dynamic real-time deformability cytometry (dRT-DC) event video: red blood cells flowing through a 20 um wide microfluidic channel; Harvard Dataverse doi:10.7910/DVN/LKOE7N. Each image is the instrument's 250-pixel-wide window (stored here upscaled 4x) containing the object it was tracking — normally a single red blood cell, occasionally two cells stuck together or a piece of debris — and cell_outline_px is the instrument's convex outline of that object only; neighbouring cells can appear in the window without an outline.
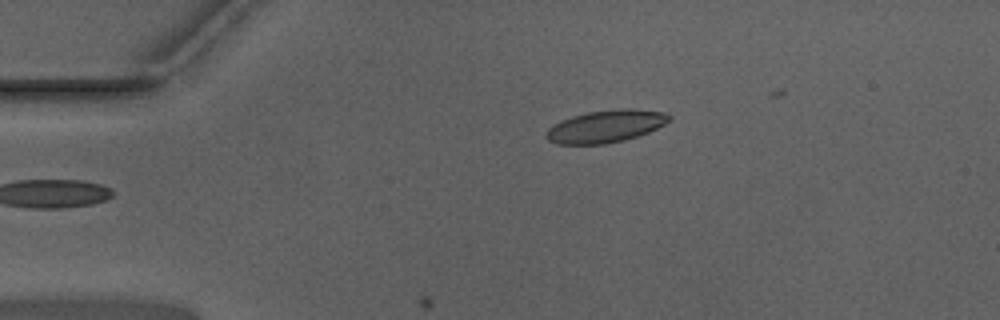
{"species": "Egyptian fruit bat (a non-hibernating species)", "species_latin": "Rousettus aegyptiacus", "temperature_condition": "warm", "stored_images_in_passage": 18, "camera_frame_rate_fps": 3000, "um_per_image_px": 0.085, "animal": {"sex": "male"}, "frame": {"image": 1, "passage_image": 1, "time_ms": 0.0, "image_size_px": [1000, 320], "cell_outline_px": [[672, 120], [648, 132], [624, 140], [604, 144], [556, 144], [548, 140], [544, 136], [548, 128], [552, 124], [560, 120], [572, 116], [588, 112], [624, 108], [632, 108], [664, 112], [672, 116]], "centroid_in_image_um": [51.47, 10.73], "position_along_channel_um": 33.5, "area_um2": 23.29}}
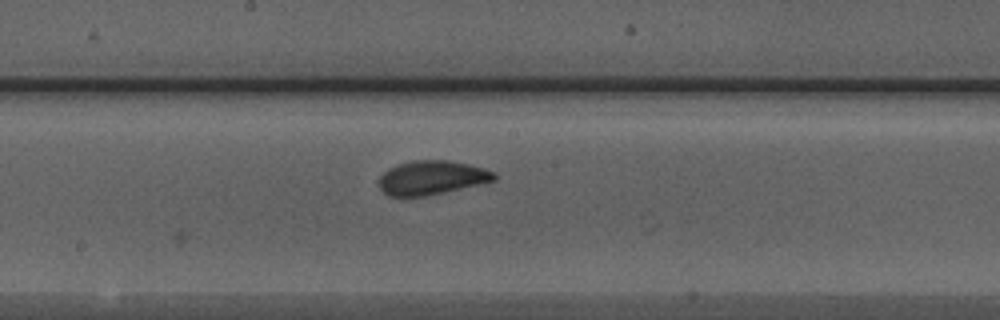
{"frame": {"image": 2, "passage_image": 18, "time_ms": 5.667, "image_size_px": [1000, 320], "cell_outline_px": [[496, 180], [480, 184], [424, 196], [388, 196], [380, 188], [380, 176], [388, 168], [396, 164], [412, 160], [448, 160], [468, 164], [484, 168], [496, 172]], "centroid_in_image_um": [36.7, 15.09], "position_along_channel_um": 211.5, "area_um2": 22.77}}